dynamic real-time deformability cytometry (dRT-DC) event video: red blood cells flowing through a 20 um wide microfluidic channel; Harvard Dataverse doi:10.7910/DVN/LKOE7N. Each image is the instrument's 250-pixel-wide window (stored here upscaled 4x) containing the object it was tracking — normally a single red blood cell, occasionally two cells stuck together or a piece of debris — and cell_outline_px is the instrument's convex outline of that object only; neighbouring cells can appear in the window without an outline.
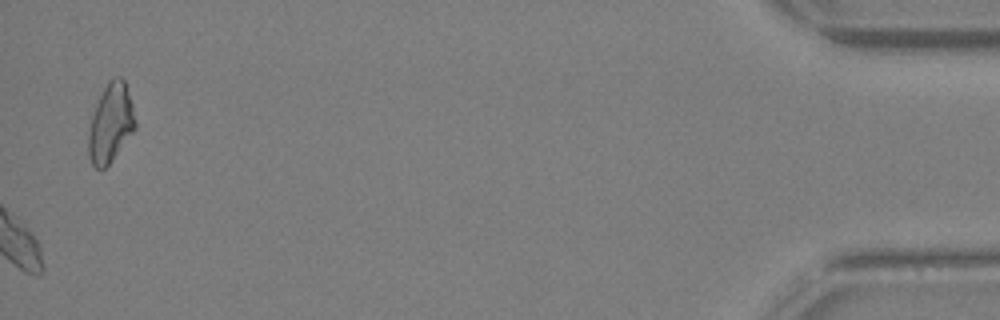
{"species": "Egyptian fruit bat (a non-hibernating species)", "species_latin": "Rousettus aegyptiacus", "temperature_condition": "warm", "stored_images_in_passage": 28, "camera_frame_rate_fps": 3000, "um_per_image_px": 0.085, "animal": {"sex": "female"}, "frame": {"image": 1, "passage_image": 28, "time_ms": 9.0, "image_size_px": [1000, 320], "cell_outline_px": [[136, 128], [112, 160], [104, 168], [96, 168], [92, 164], [88, 156], [88, 136], [92, 116], [96, 104], [108, 80], [112, 76], [120, 76], [124, 80], [132, 104], [136, 120]], "centroid_in_image_um": [9.41, 10.45], "position_along_channel_um": 425.8, "area_um2": 21.33}}